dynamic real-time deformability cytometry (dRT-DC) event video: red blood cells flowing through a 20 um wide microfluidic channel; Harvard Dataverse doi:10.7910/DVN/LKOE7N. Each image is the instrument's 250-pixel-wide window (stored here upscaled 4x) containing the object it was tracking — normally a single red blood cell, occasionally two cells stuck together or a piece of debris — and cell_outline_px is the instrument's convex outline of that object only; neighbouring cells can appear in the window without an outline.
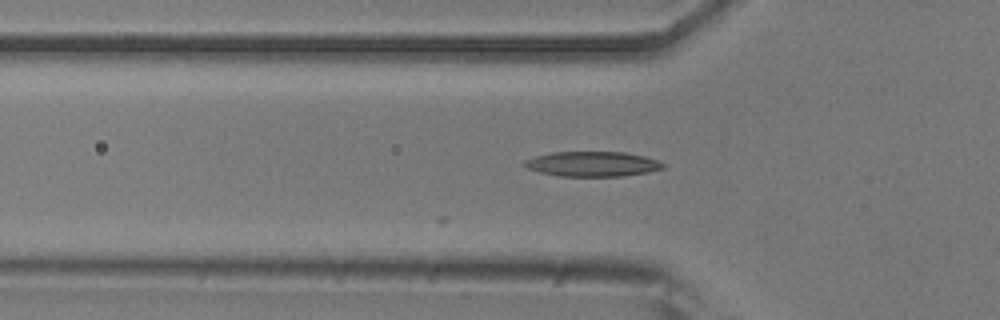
{"species": "common noctule bat (a hibernating species)", "species_latin": "Nyctalus noctula", "temperature_condition": "room temperature", "stored_images_in_passage": 2, "camera_frame_rate_fps": 3000, "um_per_image_px": 0.085, "animal": {"sex": "male", "body_mass_g": 20.5, "forearm_length_mm": 52.5}, "frame": {"image": 1, "passage_image": 2, "time_ms": 0.333, "image_size_px": [1000, 320], "cell_outline_px": [[664, 168], [648, 172], [624, 176], [560, 176], [540, 172], [528, 168], [524, 164], [524, 160], [536, 156], [552, 152], [624, 152], [644, 156], [656, 160], [664, 164]], "centroid_in_image_um": [50.37, 13.94], "position_along_channel_um": 75.4, "area_um2": 20.0}}